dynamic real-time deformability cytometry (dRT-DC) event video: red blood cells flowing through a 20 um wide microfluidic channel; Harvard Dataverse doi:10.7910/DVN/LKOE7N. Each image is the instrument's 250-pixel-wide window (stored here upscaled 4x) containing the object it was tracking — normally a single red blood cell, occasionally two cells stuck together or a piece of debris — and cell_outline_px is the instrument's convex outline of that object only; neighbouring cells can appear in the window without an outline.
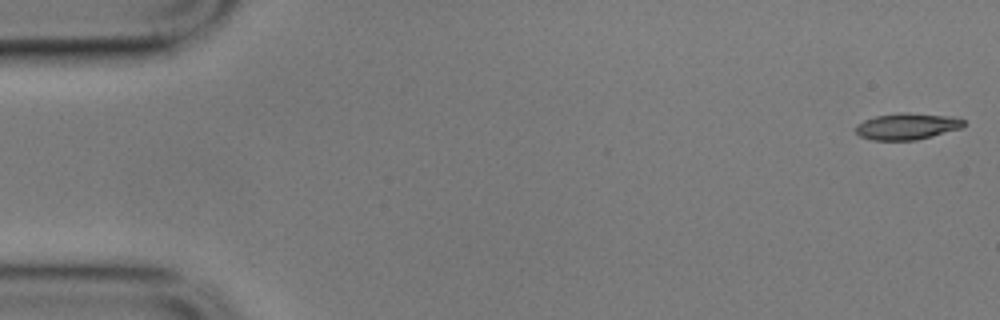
{"species": "common noctule bat (a hibernating species)", "species_latin": "Nyctalus noctula", "temperature_condition": "cold", "stored_images_in_passage": 56, "camera_frame_rate_fps": 3000, "um_per_image_px": 0.085, "animal": {"sex": "male", "body_mass_g": 17.9}, "frame": {"image": 1, "passage_image": 1, "time_ms": 0.0, "image_size_px": [1000, 320], "cell_outline_px": [[964, 124], [960, 128], [932, 136], [916, 140], [872, 140], [860, 136], [856, 132], [856, 124], [864, 120], [876, 116], [900, 112], [904, 112], [948, 116], [964, 120]], "centroid_in_image_um": [77.05, 10.74], "position_along_channel_um": 7.9, "area_um2": 16.47}}
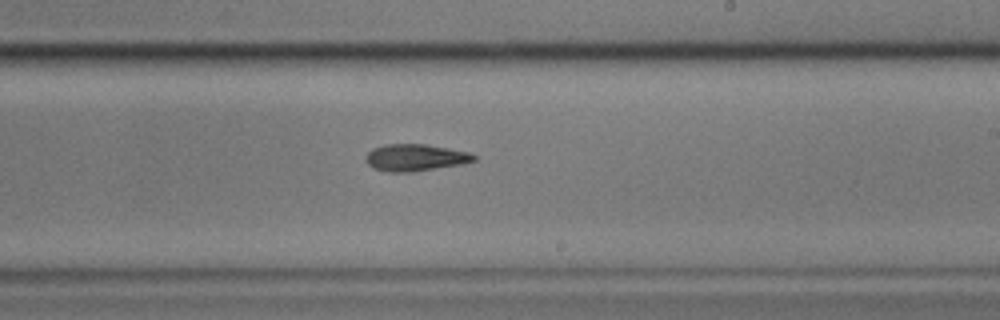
{"frame": {"image": 2, "passage_image": 33, "time_ms": 10.667, "image_size_px": [1000, 320], "cell_outline_px": [[476, 160], [464, 164], [412, 172], [388, 172], [372, 168], [364, 160], [364, 156], [372, 148], [384, 144], [424, 144], [448, 148], [468, 152], [476, 156]], "centroid_in_image_um": [35.26, 13.4], "position_along_channel_um": 253.7, "area_um2": 17.17}}
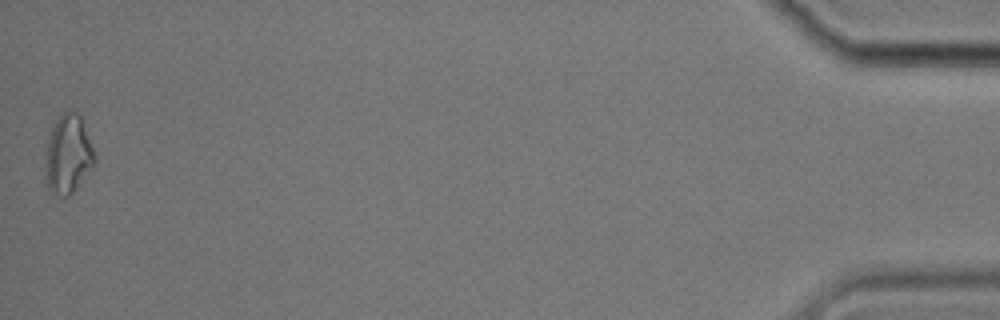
{"frame": {"image": 3, "passage_image": 56, "time_ms": 18.333, "image_size_px": [1000, 320], "cell_outline_px": [[92, 168], [72, 192], [68, 196], [64, 196], [52, 192], [48, 188], [44, 176], [44, 164], [48, 136], [56, 120], [64, 112], [76, 112], [80, 116], [92, 148]], "centroid_in_image_um": [5.72, 13.14], "position_along_channel_um": 429.5, "area_um2": 21.96}, "authors_computed_cell_mechanics": {"area_um2": 17.1088, "velocity_mm_per_s": 3.5179, "shape_relaxation_time_tau1_ms": 6.2846, "shape_relaxation_time_tau2_ms": null, "deformation_change_tau1": 0.1963, "deformation_change_tau2": null}}